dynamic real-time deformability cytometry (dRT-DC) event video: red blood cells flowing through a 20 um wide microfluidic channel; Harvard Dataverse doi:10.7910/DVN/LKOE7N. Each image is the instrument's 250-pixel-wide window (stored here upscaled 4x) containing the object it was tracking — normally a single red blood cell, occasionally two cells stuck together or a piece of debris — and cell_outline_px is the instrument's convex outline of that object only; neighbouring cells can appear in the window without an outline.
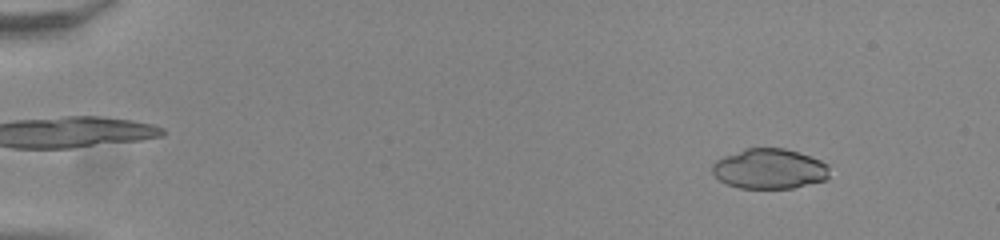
{"species": "common noctule bat (a hibernating species)", "species_latin": "Nyctalus noctula", "temperature_condition": "room temperature", "stored_images_in_passage": 54, "camera_frame_rate_fps": 3000, "um_per_image_px": 0.085, "animal": {"sex": "male", "body_mass_g": 20.0, "forearm_length_mm": 53.3}, "frame": {"image": 1, "passage_image": 6, "time_ms": 1.667, "image_size_px": [1000, 240], "cell_outline_px": [[828, 176], [824, 180], [792, 188], [740, 188], [728, 184], [720, 180], [712, 172], [712, 164], [716, 160], [724, 156], [744, 148], [784, 148], [820, 160], [828, 164]], "centroid_in_image_um": [65.37, 14.34], "position_along_channel_um": 19.6, "area_um2": 27.17}}